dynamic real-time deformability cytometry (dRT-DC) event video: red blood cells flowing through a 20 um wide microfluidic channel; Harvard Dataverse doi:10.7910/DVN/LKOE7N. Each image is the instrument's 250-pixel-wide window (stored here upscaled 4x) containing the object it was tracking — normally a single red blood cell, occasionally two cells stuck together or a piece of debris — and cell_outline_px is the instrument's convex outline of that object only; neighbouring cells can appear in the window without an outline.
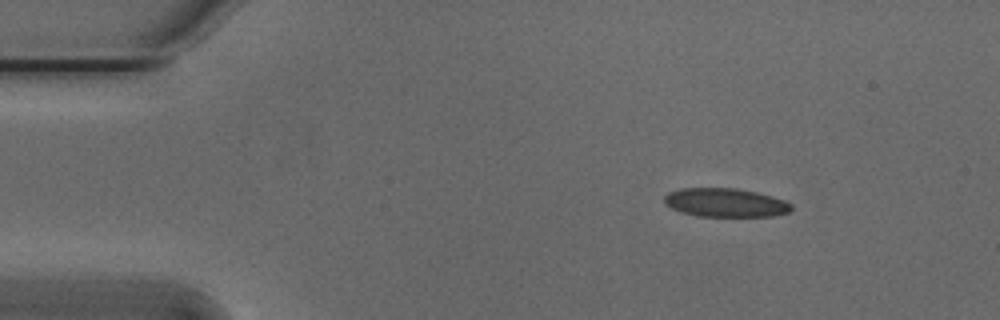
{"species": "Egyptian fruit bat (a non-hibernating species)", "species_latin": "Rousettus aegyptiacus", "temperature_condition": "cold", "stored_images_in_passage": 21, "camera_frame_rate_fps": 3000, "um_per_image_px": 0.085, "animal": {"sex": "male"}, "frame": {"image": 1, "passage_image": 3, "time_ms": 0.667, "image_size_px": [1000, 320], "cell_outline_px": [[792, 212], [772, 216], [700, 216], [680, 212], [664, 204], [664, 196], [668, 192], [680, 188], [736, 188], [756, 192], [772, 196], [784, 200], [792, 204]], "centroid_in_image_um": [61.66, 17.22], "position_along_channel_um": 23.3, "area_um2": 21.39}}
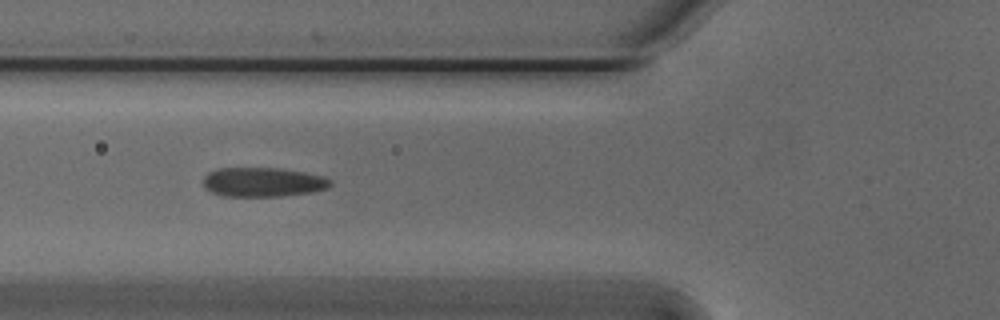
{"frame": {"image": 2, "passage_image": 15, "time_ms": 4.667, "image_size_px": [1000, 320], "cell_outline_px": [[332, 184], [328, 188], [312, 192], [284, 196], [220, 196], [208, 192], [204, 188], [204, 176], [208, 172], [216, 168], [280, 168], [304, 172], [324, 176], [332, 180]], "centroid_in_image_um": [22.33, 15.48], "position_along_channel_um": 103.5, "area_um2": 22.08}}
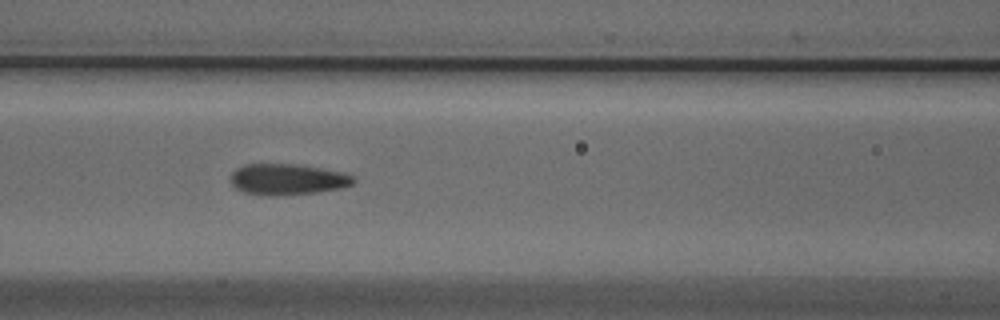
{"frame": {"image": 3, "passage_image": 18, "time_ms": 5.667, "image_size_px": [1000, 320], "cell_outline_px": [[356, 180], [352, 184], [344, 188], [320, 192], [276, 196], [256, 196], [244, 192], [236, 188], [232, 184], [232, 172], [236, 168], [244, 164], [296, 164], [344, 172], [356, 176]], "centroid_in_image_um": [24.47, 15.26], "position_along_channel_um": 142.1, "area_um2": 22.66}}